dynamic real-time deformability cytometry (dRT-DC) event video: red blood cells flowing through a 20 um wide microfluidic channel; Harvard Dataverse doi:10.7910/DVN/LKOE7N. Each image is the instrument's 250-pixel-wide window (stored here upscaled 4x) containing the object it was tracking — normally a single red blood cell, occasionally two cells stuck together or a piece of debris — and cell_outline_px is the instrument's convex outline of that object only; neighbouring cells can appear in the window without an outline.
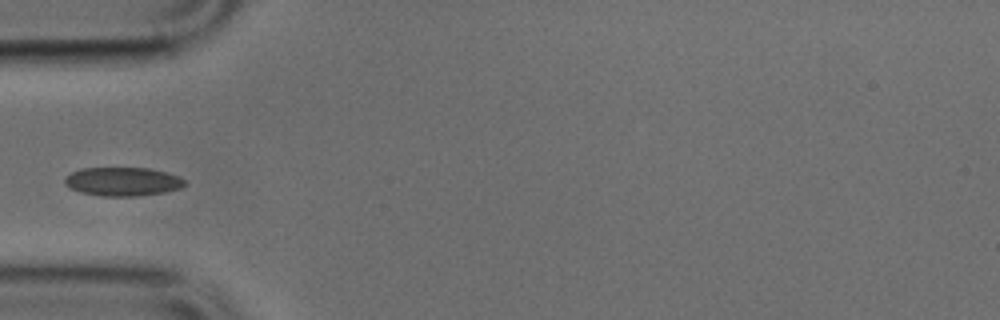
{"species": "common noctule bat (a hibernating species)", "species_latin": "Nyctalus noctula", "temperature_condition": "cold", "stored_images_in_passage": 35, "camera_frame_rate_fps": 3000, "um_per_image_px": 0.085, "animal": {"sex": "male", "body_mass_g": 17.9, "forearm_length_mm": 54.2}, "frame": {"image": 1, "passage_image": 1, "time_ms": 0.0, "image_size_px": [1000, 320], "cell_outline_px": [[188, 184], [180, 188], [164, 192], [136, 196], [100, 196], [80, 192], [64, 184], [64, 176], [80, 168], [148, 168], [168, 172], [180, 176]], "centroid_in_image_um": [10.44, 15.43], "position_along_channel_um": 74.6, "area_um2": 20.23}}
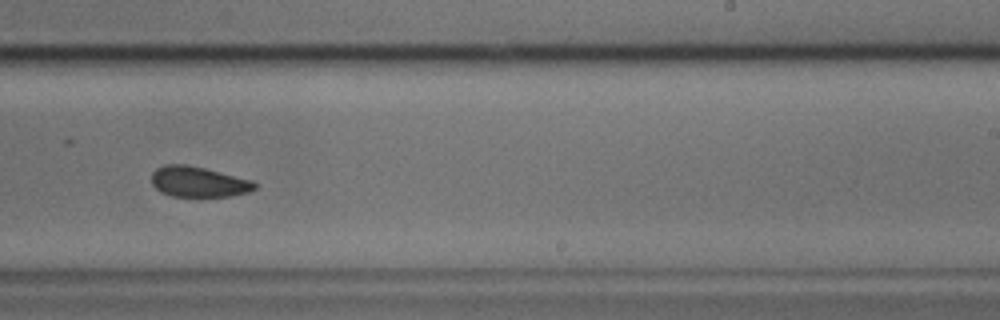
{"frame": {"image": 2, "passage_image": 16, "time_ms": 5.0, "image_size_px": [1000, 320], "cell_outline_px": [[256, 188], [248, 192], [232, 196], [172, 196], [160, 192], [152, 184], [152, 172], [156, 168], [164, 164], [184, 164], [204, 168], [252, 180], [256, 184]], "centroid_in_image_um": [16.85, 15.45], "position_along_channel_um": 272.2, "area_um2": 18.26}}
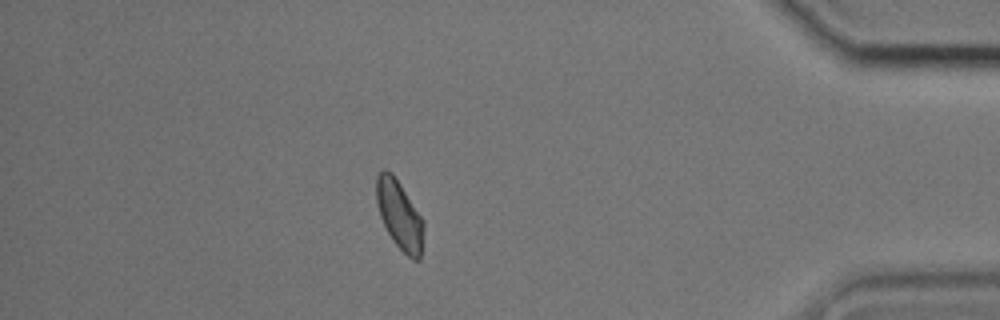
{"frame": {"image": 3, "passage_image": 29, "time_ms": 9.333, "image_size_px": [1000, 320], "cell_outline_px": [[424, 228], [420, 260], [412, 260], [392, 240], [380, 216], [376, 200], [376, 176], [384, 168], [392, 172], [424, 220]], "centroid_in_image_um": [33.96, 18.26], "position_along_channel_um": 401.2, "area_um2": 18.9}}